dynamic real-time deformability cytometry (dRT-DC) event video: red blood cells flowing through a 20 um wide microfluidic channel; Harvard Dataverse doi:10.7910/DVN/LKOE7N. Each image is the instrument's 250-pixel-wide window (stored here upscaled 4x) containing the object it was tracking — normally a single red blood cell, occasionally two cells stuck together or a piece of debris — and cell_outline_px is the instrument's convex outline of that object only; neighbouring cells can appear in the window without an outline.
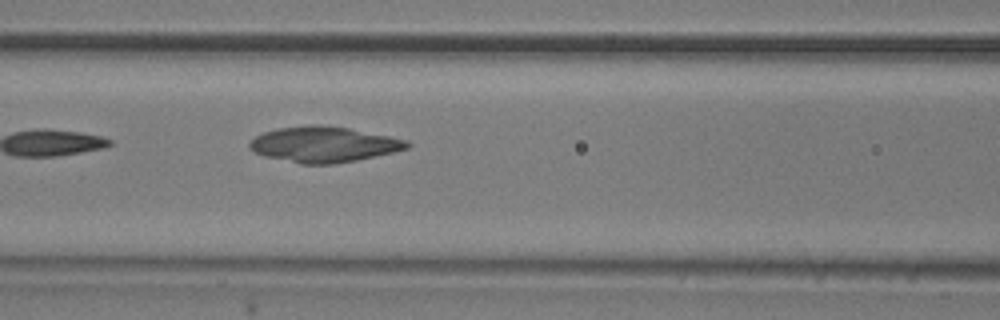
{"species": "common noctule bat (a hibernating species)", "species_latin": "Nyctalus noctula", "temperature_condition": "room temperature", "stored_images_in_passage": 6, "camera_frame_rate_fps": 3000, "um_per_image_px": 0.085, "animal": {"sex": "male", "body_mass_g": 20.5, "forearm_length_mm": 52.5}, "frame": {"image": 1, "passage_image": 6, "time_ms": 1.667, "image_size_px": [1000, 320], "cell_outline_px": [[412, 144], [408, 148], [392, 152], [356, 160], [332, 164], [300, 164], [264, 156], [252, 152], [248, 148], [248, 144], [256, 136], [264, 132], [280, 128], [308, 124], [312, 124], [348, 128], [408, 140]], "centroid_in_image_um": [27.48, 12.28], "position_along_channel_um": 139.1, "area_um2": 32.54}}